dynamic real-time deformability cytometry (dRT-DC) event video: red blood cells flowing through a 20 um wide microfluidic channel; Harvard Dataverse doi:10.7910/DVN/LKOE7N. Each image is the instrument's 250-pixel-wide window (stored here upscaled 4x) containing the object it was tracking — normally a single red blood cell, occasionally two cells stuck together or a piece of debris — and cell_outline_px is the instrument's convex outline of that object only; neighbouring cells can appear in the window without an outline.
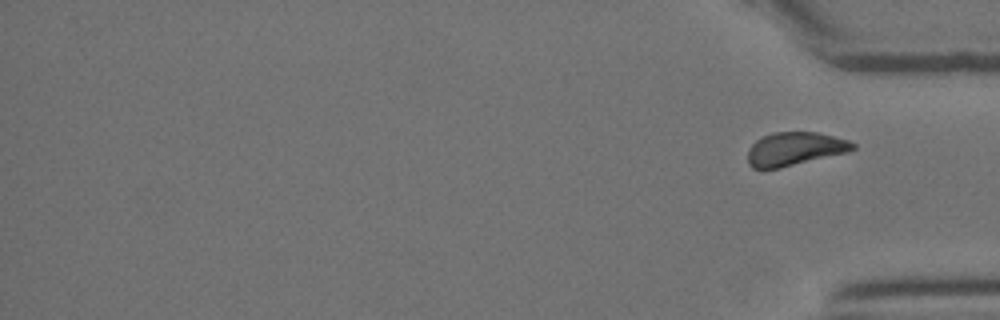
{"species": "Egyptian fruit bat (a non-hibernating species)", "species_latin": "Rousettus aegyptiacus", "temperature_condition": "room temperature", "stored_images_in_passage": 36, "segment_of_instrument_passage": [2, 2], "camera_frame_rate_fps": 3000, "um_per_image_px": 0.085, "animal": {"sex": "female"}, "frame": {"image": 1, "passage_image": 36, "time_ms": 11.667, "image_size_px": [1000, 320], "cell_outline_px": [[856, 148], [848, 152], [764, 172], [752, 168], [748, 164], [748, 148], [756, 140], [772, 132], [816, 132], [848, 140], [856, 144]], "centroid_in_image_um": [67.5, 12.69], "position_along_channel_um": 367.7, "area_um2": 20.87}}